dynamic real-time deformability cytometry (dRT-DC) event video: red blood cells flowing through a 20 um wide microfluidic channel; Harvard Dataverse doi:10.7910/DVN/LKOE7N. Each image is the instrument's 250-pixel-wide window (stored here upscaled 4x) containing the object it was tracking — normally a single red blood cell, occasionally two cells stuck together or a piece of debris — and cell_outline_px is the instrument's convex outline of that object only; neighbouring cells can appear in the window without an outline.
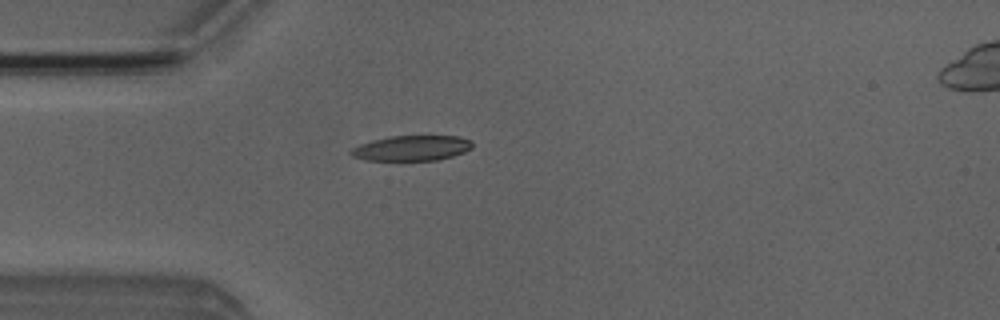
{"species": "Egyptian fruit bat (a non-hibernating species)", "species_latin": "Rousettus aegyptiacus", "temperature_condition": "room temperature", "stored_images_in_passage": 6, "camera_frame_rate_fps": 3000, "um_per_image_px": 0.085, "animal": {"sex": "male"}, "frame": {"image": 1, "passage_image": 5, "time_ms": 4.333, "image_size_px": [1000, 320], "cell_outline_px": [[472, 148], [464, 152], [440, 160], [364, 160], [352, 156], [348, 152], [352, 148], [360, 144], [372, 140], [392, 136], [460, 136], [472, 140]], "centroid_in_image_um": [35.0, 12.59], "position_along_channel_um": 50.0, "area_um2": 17.92}}